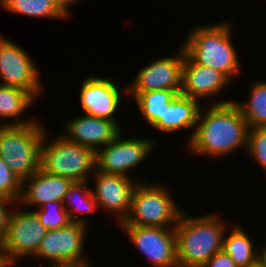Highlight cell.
Masks as SVG:
<instances>
[{"label": "cell", "mask_w": 266, "mask_h": 267, "mask_svg": "<svg viewBox=\"0 0 266 267\" xmlns=\"http://www.w3.org/2000/svg\"><path fill=\"white\" fill-rule=\"evenodd\" d=\"M248 130L233 99L217 102L209 99V106L200 109L195 131L187 138L186 149L197 156L222 158L241 148L247 150Z\"/></svg>", "instance_id": "6da1fadb"}, {"label": "cell", "mask_w": 266, "mask_h": 267, "mask_svg": "<svg viewBox=\"0 0 266 267\" xmlns=\"http://www.w3.org/2000/svg\"><path fill=\"white\" fill-rule=\"evenodd\" d=\"M221 219L217 212L191 217L183 211L175 226L178 267H203L223 250L229 223Z\"/></svg>", "instance_id": "7a4b0ae2"}, {"label": "cell", "mask_w": 266, "mask_h": 267, "mask_svg": "<svg viewBox=\"0 0 266 267\" xmlns=\"http://www.w3.org/2000/svg\"><path fill=\"white\" fill-rule=\"evenodd\" d=\"M232 27L230 21L196 25L181 45L195 63L220 71L232 81L242 69L231 40Z\"/></svg>", "instance_id": "3957f363"}, {"label": "cell", "mask_w": 266, "mask_h": 267, "mask_svg": "<svg viewBox=\"0 0 266 267\" xmlns=\"http://www.w3.org/2000/svg\"><path fill=\"white\" fill-rule=\"evenodd\" d=\"M47 133L41 142L39 169L72 182H89L96 170V151L67 141L60 134L48 138Z\"/></svg>", "instance_id": "277c9868"}, {"label": "cell", "mask_w": 266, "mask_h": 267, "mask_svg": "<svg viewBox=\"0 0 266 267\" xmlns=\"http://www.w3.org/2000/svg\"><path fill=\"white\" fill-rule=\"evenodd\" d=\"M36 122L0 126V156L11 171L25 180L39 170L40 147L47 127Z\"/></svg>", "instance_id": "5b68a950"}, {"label": "cell", "mask_w": 266, "mask_h": 267, "mask_svg": "<svg viewBox=\"0 0 266 267\" xmlns=\"http://www.w3.org/2000/svg\"><path fill=\"white\" fill-rule=\"evenodd\" d=\"M140 180L132 195L130 213L118 225L175 228L183 213L167 185ZM167 186V187H166ZM181 208V209H180Z\"/></svg>", "instance_id": "8992f818"}, {"label": "cell", "mask_w": 266, "mask_h": 267, "mask_svg": "<svg viewBox=\"0 0 266 267\" xmlns=\"http://www.w3.org/2000/svg\"><path fill=\"white\" fill-rule=\"evenodd\" d=\"M19 206L16 203L9 214L6 236L0 247L6 261L18 262L25 257H34L48 231L33 210H24Z\"/></svg>", "instance_id": "52a82bcc"}, {"label": "cell", "mask_w": 266, "mask_h": 267, "mask_svg": "<svg viewBox=\"0 0 266 267\" xmlns=\"http://www.w3.org/2000/svg\"><path fill=\"white\" fill-rule=\"evenodd\" d=\"M88 227L71 222L65 227L47 231L34 258L48 260V263L52 262L50 265L91 266L83 251Z\"/></svg>", "instance_id": "ba28073f"}, {"label": "cell", "mask_w": 266, "mask_h": 267, "mask_svg": "<svg viewBox=\"0 0 266 267\" xmlns=\"http://www.w3.org/2000/svg\"><path fill=\"white\" fill-rule=\"evenodd\" d=\"M121 132L115 140L96 151V170L114 175L131 176L135 167L146 162V158L156 149L153 138H123Z\"/></svg>", "instance_id": "9c48e42d"}, {"label": "cell", "mask_w": 266, "mask_h": 267, "mask_svg": "<svg viewBox=\"0 0 266 267\" xmlns=\"http://www.w3.org/2000/svg\"><path fill=\"white\" fill-rule=\"evenodd\" d=\"M26 51L14 41L0 35L1 85L23 89L37 99L42 94L43 83L39 77V68Z\"/></svg>", "instance_id": "30bf717a"}, {"label": "cell", "mask_w": 266, "mask_h": 267, "mask_svg": "<svg viewBox=\"0 0 266 267\" xmlns=\"http://www.w3.org/2000/svg\"><path fill=\"white\" fill-rule=\"evenodd\" d=\"M118 226L154 267H178L175 228Z\"/></svg>", "instance_id": "8fae6325"}, {"label": "cell", "mask_w": 266, "mask_h": 267, "mask_svg": "<svg viewBox=\"0 0 266 267\" xmlns=\"http://www.w3.org/2000/svg\"><path fill=\"white\" fill-rule=\"evenodd\" d=\"M175 56L159 58L143 66L134 79L126 85L127 92L173 90L181 93L185 51L181 45Z\"/></svg>", "instance_id": "7c38bea8"}, {"label": "cell", "mask_w": 266, "mask_h": 267, "mask_svg": "<svg viewBox=\"0 0 266 267\" xmlns=\"http://www.w3.org/2000/svg\"><path fill=\"white\" fill-rule=\"evenodd\" d=\"M91 188L98 208L113 212L117 224L124 222L130 213L133 191L139 180L128 176L102 173L95 170Z\"/></svg>", "instance_id": "4fadbf2b"}, {"label": "cell", "mask_w": 266, "mask_h": 267, "mask_svg": "<svg viewBox=\"0 0 266 267\" xmlns=\"http://www.w3.org/2000/svg\"><path fill=\"white\" fill-rule=\"evenodd\" d=\"M114 82L111 77L91 75L81 83L79 103L84 114L119 121L115 115L127 88L121 90Z\"/></svg>", "instance_id": "5bb4252c"}, {"label": "cell", "mask_w": 266, "mask_h": 267, "mask_svg": "<svg viewBox=\"0 0 266 267\" xmlns=\"http://www.w3.org/2000/svg\"><path fill=\"white\" fill-rule=\"evenodd\" d=\"M60 133L67 141L87 146L95 151L104 147L122 132L120 122L84 115L71 118Z\"/></svg>", "instance_id": "9a60e30c"}, {"label": "cell", "mask_w": 266, "mask_h": 267, "mask_svg": "<svg viewBox=\"0 0 266 267\" xmlns=\"http://www.w3.org/2000/svg\"><path fill=\"white\" fill-rule=\"evenodd\" d=\"M230 82L222 72L195 63L185 53L181 95L199 102L212 99L222 92V89H226Z\"/></svg>", "instance_id": "2e32d148"}, {"label": "cell", "mask_w": 266, "mask_h": 267, "mask_svg": "<svg viewBox=\"0 0 266 267\" xmlns=\"http://www.w3.org/2000/svg\"><path fill=\"white\" fill-rule=\"evenodd\" d=\"M72 181L68 178L52 175L39 169L29 178L22 181L19 200L21 207L40 208L47 202H62Z\"/></svg>", "instance_id": "e0dca14e"}, {"label": "cell", "mask_w": 266, "mask_h": 267, "mask_svg": "<svg viewBox=\"0 0 266 267\" xmlns=\"http://www.w3.org/2000/svg\"><path fill=\"white\" fill-rule=\"evenodd\" d=\"M201 107L199 101L195 99L181 94L176 95L165 108L163 117L153 128L164 133H176L180 130H190L192 128L194 133Z\"/></svg>", "instance_id": "ac0fdd59"}, {"label": "cell", "mask_w": 266, "mask_h": 267, "mask_svg": "<svg viewBox=\"0 0 266 267\" xmlns=\"http://www.w3.org/2000/svg\"><path fill=\"white\" fill-rule=\"evenodd\" d=\"M35 101L36 99L23 89L0 84V126L26 125L36 122L38 120L36 117L35 119L33 117L31 119L20 118ZM5 119H9L8 122H4Z\"/></svg>", "instance_id": "d6986e66"}, {"label": "cell", "mask_w": 266, "mask_h": 267, "mask_svg": "<svg viewBox=\"0 0 266 267\" xmlns=\"http://www.w3.org/2000/svg\"><path fill=\"white\" fill-rule=\"evenodd\" d=\"M89 183L87 181L72 182L62 201L70 221L86 226L89 221L82 215H91L99 209L91 187H87Z\"/></svg>", "instance_id": "ffe728a7"}, {"label": "cell", "mask_w": 266, "mask_h": 267, "mask_svg": "<svg viewBox=\"0 0 266 267\" xmlns=\"http://www.w3.org/2000/svg\"><path fill=\"white\" fill-rule=\"evenodd\" d=\"M234 224H231L232 227L229 226L224 233L223 250L238 267H245L260 257L261 248L254 246L252 238L239 223Z\"/></svg>", "instance_id": "44dd1931"}, {"label": "cell", "mask_w": 266, "mask_h": 267, "mask_svg": "<svg viewBox=\"0 0 266 267\" xmlns=\"http://www.w3.org/2000/svg\"><path fill=\"white\" fill-rule=\"evenodd\" d=\"M125 94L134 98L136 107L152 127L163 117L165 108L177 95L173 90L127 92Z\"/></svg>", "instance_id": "7402d4cb"}, {"label": "cell", "mask_w": 266, "mask_h": 267, "mask_svg": "<svg viewBox=\"0 0 266 267\" xmlns=\"http://www.w3.org/2000/svg\"><path fill=\"white\" fill-rule=\"evenodd\" d=\"M250 87L248 102L233 101L239 107L249 129L266 127V81H253Z\"/></svg>", "instance_id": "603a6c76"}, {"label": "cell", "mask_w": 266, "mask_h": 267, "mask_svg": "<svg viewBox=\"0 0 266 267\" xmlns=\"http://www.w3.org/2000/svg\"><path fill=\"white\" fill-rule=\"evenodd\" d=\"M5 11L33 18L68 19L53 0H1Z\"/></svg>", "instance_id": "cb8c5ba5"}, {"label": "cell", "mask_w": 266, "mask_h": 267, "mask_svg": "<svg viewBox=\"0 0 266 267\" xmlns=\"http://www.w3.org/2000/svg\"><path fill=\"white\" fill-rule=\"evenodd\" d=\"M38 209H33V211L48 231L65 227L71 223L62 202H47Z\"/></svg>", "instance_id": "d4e9b609"}, {"label": "cell", "mask_w": 266, "mask_h": 267, "mask_svg": "<svg viewBox=\"0 0 266 267\" xmlns=\"http://www.w3.org/2000/svg\"><path fill=\"white\" fill-rule=\"evenodd\" d=\"M21 191L22 181L11 171L0 156V196L18 203Z\"/></svg>", "instance_id": "484cf974"}, {"label": "cell", "mask_w": 266, "mask_h": 267, "mask_svg": "<svg viewBox=\"0 0 266 267\" xmlns=\"http://www.w3.org/2000/svg\"><path fill=\"white\" fill-rule=\"evenodd\" d=\"M260 168L266 171V127L248 130L247 150Z\"/></svg>", "instance_id": "4316f807"}, {"label": "cell", "mask_w": 266, "mask_h": 267, "mask_svg": "<svg viewBox=\"0 0 266 267\" xmlns=\"http://www.w3.org/2000/svg\"><path fill=\"white\" fill-rule=\"evenodd\" d=\"M15 204L14 201L0 196V247L6 236L9 214Z\"/></svg>", "instance_id": "83f0119b"}, {"label": "cell", "mask_w": 266, "mask_h": 267, "mask_svg": "<svg viewBox=\"0 0 266 267\" xmlns=\"http://www.w3.org/2000/svg\"><path fill=\"white\" fill-rule=\"evenodd\" d=\"M203 267H238L233 259L221 250L214 254Z\"/></svg>", "instance_id": "f1b7e54d"}, {"label": "cell", "mask_w": 266, "mask_h": 267, "mask_svg": "<svg viewBox=\"0 0 266 267\" xmlns=\"http://www.w3.org/2000/svg\"><path fill=\"white\" fill-rule=\"evenodd\" d=\"M80 0H53L56 7L67 17L70 18V13H72L69 9L71 6L73 7L75 3L79 2Z\"/></svg>", "instance_id": "f546056e"}, {"label": "cell", "mask_w": 266, "mask_h": 267, "mask_svg": "<svg viewBox=\"0 0 266 267\" xmlns=\"http://www.w3.org/2000/svg\"><path fill=\"white\" fill-rule=\"evenodd\" d=\"M245 267H266L265 260L260 256L252 263L246 265Z\"/></svg>", "instance_id": "4dcf8cb0"}, {"label": "cell", "mask_w": 266, "mask_h": 267, "mask_svg": "<svg viewBox=\"0 0 266 267\" xmlns=\"http://www.w3.org/2000/svg\"><path fill=\"white\" fill-rule=\"evenodd\" d=\"M15 265L17 266L18 262L4 260L0 267H15Z\"/></svg>", "instance_id": "1f68e13d"}, {"label": "cell", "mask_w": 266, "mask_h": 267, "mask_svg": "<svg viewBox=\"0 0 266 267\" xmlns=\"http://www.w3.org/2000/svg\"><path fill=\"white\" fill-rule=\"evenodd\" d=\"M43 267H45V266H43ZM51 267H92V266H82V265H51Z\"/></svg>", "instance_id": "d6a6232c"}, {"label": "cell", "mask_w": 266, "mask_h": 267, "mask_svg": "<svg viewBox=\"0 0 266 267\" xmlns=\"http://www.w3.org/2000/svg\"><path fill=\"white\" fill-rule=\"evenodd\" d=\"M261 253H260V256L265 260V262H266V244L263 246V247H261Z\"/></svg>", "instance_id": "836d02e7"}]
</instances>
